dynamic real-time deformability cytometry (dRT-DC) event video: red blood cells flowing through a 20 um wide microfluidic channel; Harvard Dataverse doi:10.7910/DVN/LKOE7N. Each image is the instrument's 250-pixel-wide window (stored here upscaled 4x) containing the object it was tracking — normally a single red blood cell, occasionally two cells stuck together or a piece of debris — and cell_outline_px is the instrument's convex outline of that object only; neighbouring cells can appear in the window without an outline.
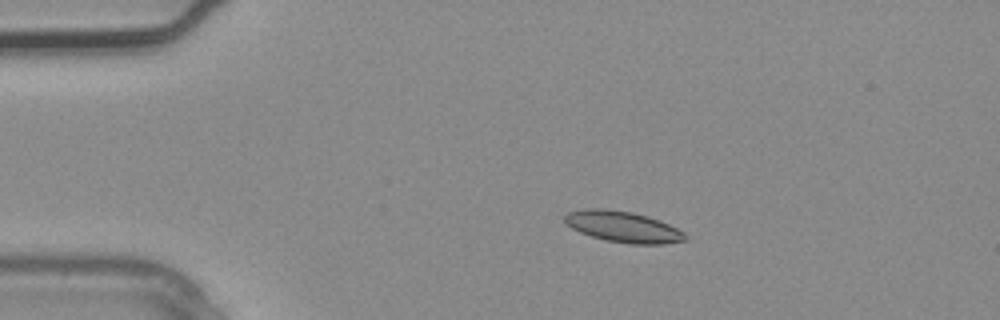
{"species": "common noctule bat (a hibernating species)", "species_latin": "Nyctalus noctula", "temperature_condition": "warm", "stored_images_in_passage": 2, "camera_frame_rate_fps": 3000, "um_per_image_px": 0.085, "animal": {"sex": "male", "body_mass_g": 20.4}, "frame": {"image": 1, "passage_image": 1, "time_ms": 0.0, "image_size_px": [1000, 320], "cell_outline_px": [[688, 240], [664, 244], [632, 244], [604, 240], [580, 232], [564, 224], [564, 216], [568, 212], [588, 208], [604, 208], [632, 212], [648, 216], [660, 220], [684, 232], [688, 236]], "centroid_in_image_um": [52.96, 19.28], "position_along_channel_um": 32.0, "area_um2": 21.96}}
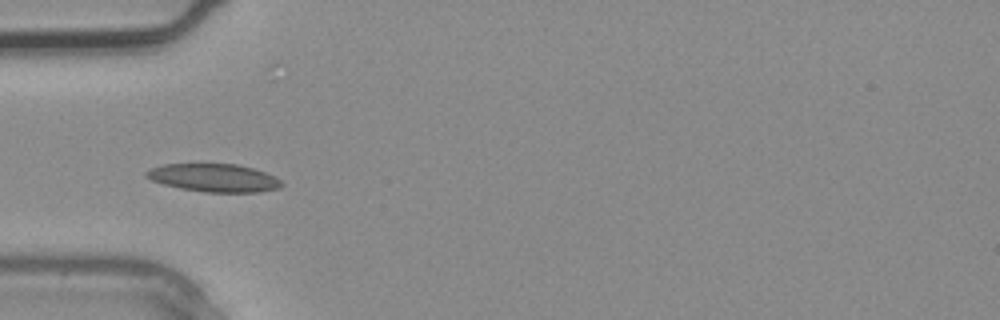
{"frame": {"image": 2, "passage_image": 2, "time_ms": 0.333, "image_size_px": [1000, 320], "cell_outline_px": [[284, 184], [280, 188], [260, 192], [204, 192], [180, 188], [164, 184], [152, 180], [144, 176], [144, 172], [152, 168], [164, 164], [236, 164], [252, 168], [276, 176]], "centroid_in_image_um": [18.21, 15.12], "position_along_channel_um": 66.8, "area_um2": 22.08}}